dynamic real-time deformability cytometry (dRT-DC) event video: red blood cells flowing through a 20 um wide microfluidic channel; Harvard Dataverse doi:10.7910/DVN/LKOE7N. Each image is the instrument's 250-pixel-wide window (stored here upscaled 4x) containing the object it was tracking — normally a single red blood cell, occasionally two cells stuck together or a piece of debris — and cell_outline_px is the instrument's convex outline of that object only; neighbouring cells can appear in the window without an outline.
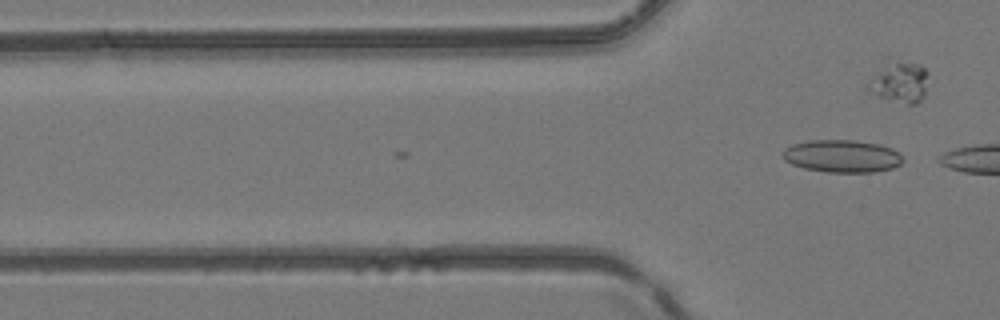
{"species": "common noctule bat (a hibernating species)", "species_latin": "Nyctalus noctula", "temperature_condition": "room temperature", "stored_images_in_passage": 6, "camera_frame_rate_fps": 3000, "um_per_image_px": 0.085, "animal": {"sex": "female", "body_mass_g": 24.6, "forearm_length_mm": 56.2}, "frame": {"image": 1, "passage_image": 6, "time_ms": 1.667, "image_size_px": [1000, 320], "cell_outline_px": [[904, 160], [900, 164], [892, 168], [876, 172], [828, 172], [804, 168], [792, 164], [784, 160], [780, 156], [780, 152], [784, 148], [792, 144], [808, 140], [852, 140], [880, 144], [892, 148], [900, 152]], "centroid_in_image_um": [71.55, 13.26], "position_along_channel_um": 54.2, "area_um2": 23.12}}